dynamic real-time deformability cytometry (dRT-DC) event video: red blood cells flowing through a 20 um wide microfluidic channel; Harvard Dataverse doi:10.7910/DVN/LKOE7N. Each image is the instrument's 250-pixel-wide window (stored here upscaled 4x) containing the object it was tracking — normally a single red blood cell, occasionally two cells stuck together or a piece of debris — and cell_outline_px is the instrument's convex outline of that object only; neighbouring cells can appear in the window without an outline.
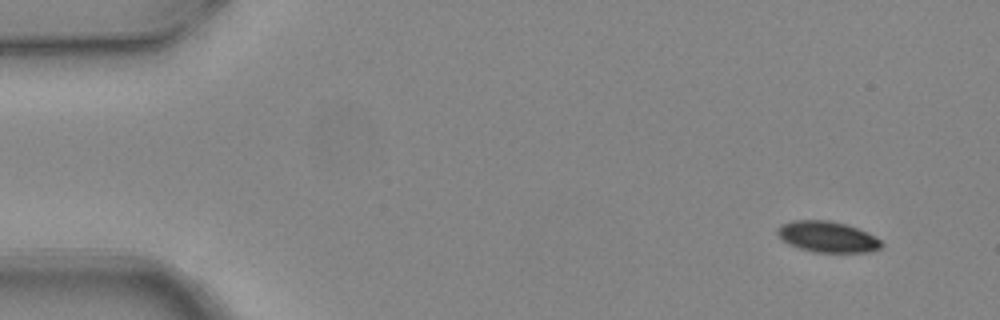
{"species": "common noctule bat (a hibernating species)", "species_latin": "Nyctalus noctula", "temperature_condition": "warm", "stored_images_in_passage": 4, "camera_frame_rate_fps": 3000, "um_per_image_px": 0.085, "animal": {"sex": "female", "body_mass_g": 24.6, "forearm_length_mm": 56.2}, "frame": {"image": 1, "passage_image": 2, "time_ms": 0.333, "image_size_px": [1000, 320], "cell_outline_px": [[884, 244], [880, 248], [868, 252], [816, 252], [800, 248], [788, 244], [776, 232], [780, 224], [792, 220], [828, 220], [844, 224], [868, 232], [880, 240]], "centroid_in_image_um": [70.33, 20.12], "position_along_channel_um": 14.7, "area_um2": 18.61}}
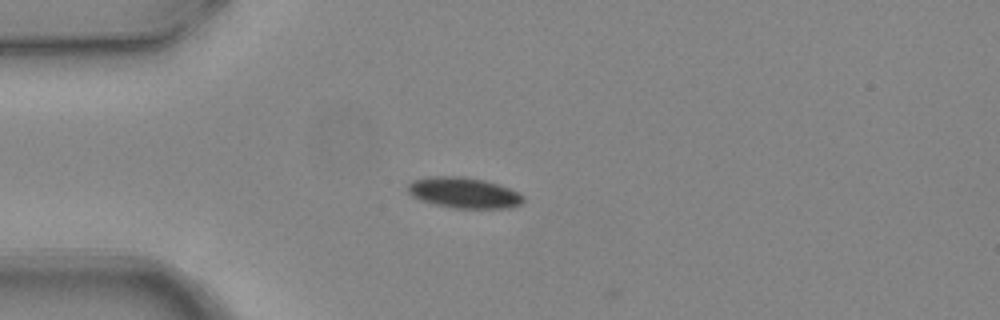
{"frame": {"image": 2, "passage_image": 4, "time_ms": 1.0, "image_size_px": [1000, 320], "cell_outline_px": [[524, 200], [520, 204], [512, 208], [452, 208], [420, 200], [412, 196], [408, 192], [408, 184], [412, 180], [428, 176], [464, 176], [484, 180], [500, 184], [524, 196]], "centroid_in_image_um": [39.41, 16.37], "position_along_channel_um": 45.6, "area_um2": 20.81}}